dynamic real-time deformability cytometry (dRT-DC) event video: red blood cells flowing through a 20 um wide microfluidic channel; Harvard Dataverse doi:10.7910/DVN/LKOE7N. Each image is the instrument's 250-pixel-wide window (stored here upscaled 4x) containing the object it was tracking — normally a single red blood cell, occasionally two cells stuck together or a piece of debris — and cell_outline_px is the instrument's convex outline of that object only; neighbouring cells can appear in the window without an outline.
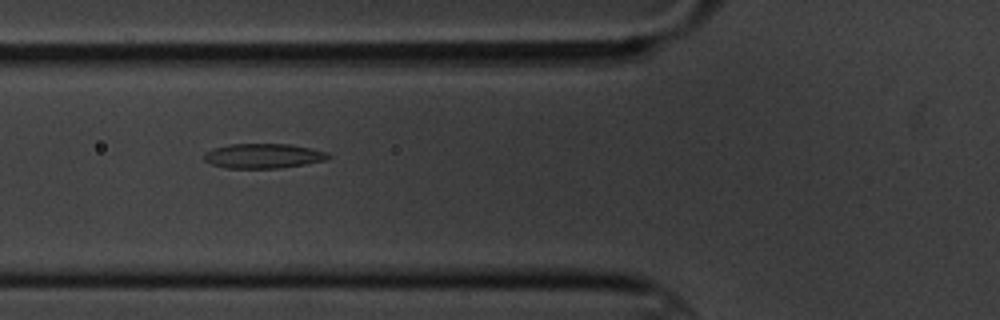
{"species": "common noctule bat (a hibernating species)", "species_latin": "Nyctalus noctula", "temperature_condition": "cold", "stored_images_in_passage": 5, "camera_frame_rate_fps": 3000, "um_per_image_px": 0.085, "animal": {"sex": "male", "body_mass_g": 20.1, "forearm_length_mm": 53.5}, "frame": {"image": 1, "passage_image": 4, "time_ms": 3.667, "image_size_px": [1000, 320], "cell_outline_px": [[332, 156], [324, 160], [304, 164], [280, 168], [224, 168], [212, 164], [204, 160], [204, 152], [212, 148], [228, 144], [288, 144], [312, 148], [328, 152]], "centroid_in_image_um": [22.36, 13.25], "position_along_channel_um": 103.4, "area_um2": 17.98}}
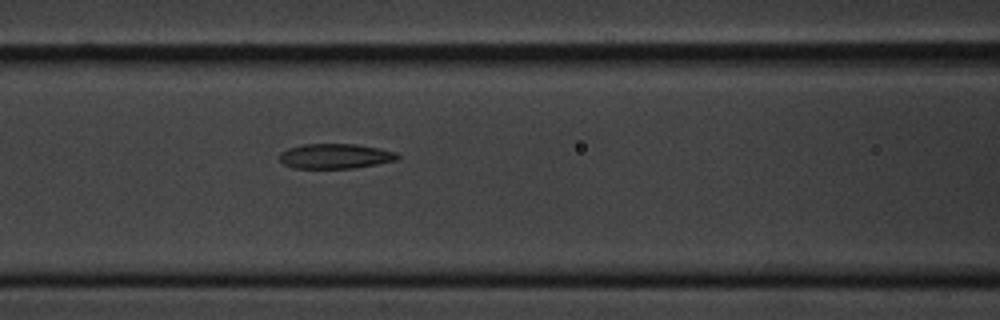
{"frame": {"image": 2, "passage_image": 5, "time_ms": 4.667, "image_size_px": [1000, 320], "cell_outline_px": [[400, 156], [396, 160], [376, 164], [352, 168], [292, 168], [284, 164], [280, 160], [280, 152], [288, 148], [304, 144], [356, 144], [380, 148], [396, 152]], "centroid_in_image_um": [28.49, 13.27], "position_along_channel_um": 138.1, "area_um2": 17.11}}